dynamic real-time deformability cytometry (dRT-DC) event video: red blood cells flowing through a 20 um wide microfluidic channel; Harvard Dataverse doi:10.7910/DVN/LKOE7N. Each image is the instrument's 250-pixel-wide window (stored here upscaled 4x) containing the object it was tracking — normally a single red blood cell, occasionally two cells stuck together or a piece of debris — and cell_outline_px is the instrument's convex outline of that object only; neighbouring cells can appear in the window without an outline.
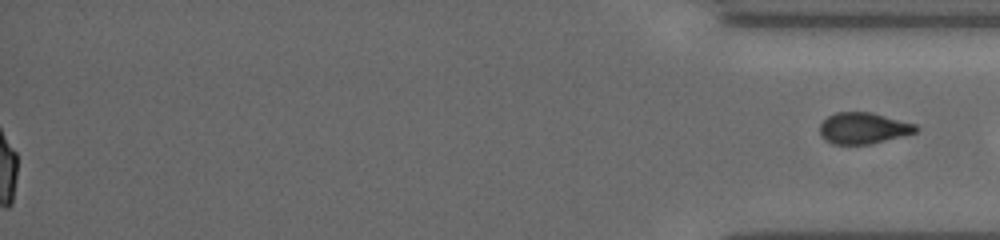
{"species": "common noctule bat (a hibernating species)", "species_latin": "Nyctalus noctula", "temperature_condition": "cold", "stored_images_in_passage": 53, "segment_of_instrument_passage": [2, 2], "camera_frame_rate_fps": 3000, "um_per_image_px": 0.085, "animal": {"sex": "female", "body_mass_g": 19.5, "forearm_length_mm": 54.1}, "frame": {"image": 1, "passage_image": 53, "time_ms": 17.333, "image_size_px": [1000, 240], "cell_outline_px": [[920, 128], [916, 132], [868, 144], [832, 144], [824, 140], [820, 132], [820, 124], [828, 116], [836, 112], [872, 112], [916, 124]], "centroid_in_image_um": [73.37, 10.88], "position_along_channel_um": 361.8, "area_um2": 17.4}}